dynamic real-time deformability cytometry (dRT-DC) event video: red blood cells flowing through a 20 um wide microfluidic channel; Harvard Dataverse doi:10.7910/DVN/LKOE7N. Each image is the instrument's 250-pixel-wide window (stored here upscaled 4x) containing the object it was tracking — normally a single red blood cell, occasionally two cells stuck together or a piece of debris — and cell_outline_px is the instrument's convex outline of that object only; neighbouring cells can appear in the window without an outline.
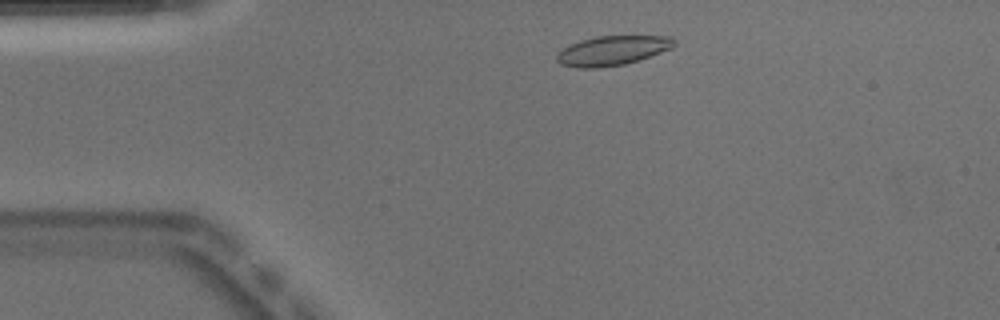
{"species": "Egyptian fruit bat (a non-hibernating species)", "species_latin": "Rousettus aegyptiacus", "temperature_condition": "warm", "stored_images_in_passage": 42, "camera_frame_rate_fps": 3000, "um_per_image_px": 0.085, "animal": {"sex": "male"}, "frame": {"image": 1, "passage_image": 1, "time_ms": 0.0, "image_size_px": [1000, 320], "cell_outline_px": [[676, 44], [672, 48], [624, 64], [596, 68], [576, 68], [560, 64], [556, 60], [556, 56], [560, 48], [568, 44], [580, 40], [596, 36], [672, 36], [676, 40]], "centroid_in_image_um": [52.0, 4.29], "position_along_channel_um": 33.0, "area_um2": 20.29}}
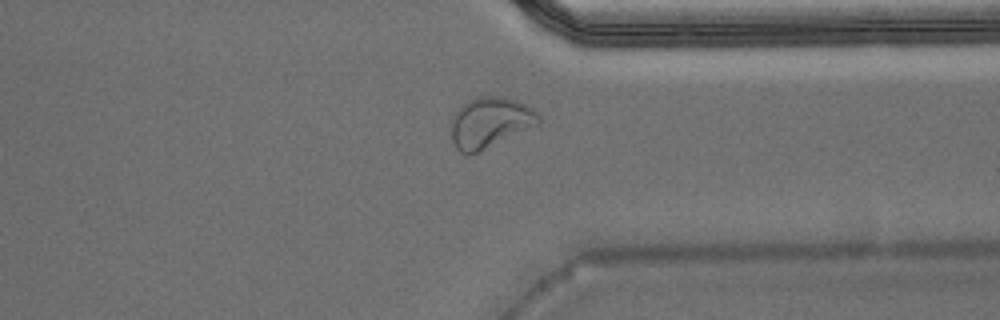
{"frame": {"image": 2, "passage_image": 30, "time_ms": 9.667, "image_size_px": [1000, 320], "cell_outline_px": [[540, 124], [476, 152], [460, 152], [456, 148], [452, 140], [452, 116], [468, 100], [476, 96], [504, 96], [520, 100], [532, 108], [540, 116]], "centroid_in_image_um": [41.68, 10.36], "position_along_channel_um": 369.7, "area_um2": 25.49}, "authors_computed_cell_mechanics": {"area_um2": 20.808, "velocity_mm_per_s": 3.9041, "shape_relaxation_time_tau1_ms": null, "shape_relaxation_time_tau2_ms": 1.6939, "deformation_change_tau1": null, "deformation_change_tau2": 0.0446}}